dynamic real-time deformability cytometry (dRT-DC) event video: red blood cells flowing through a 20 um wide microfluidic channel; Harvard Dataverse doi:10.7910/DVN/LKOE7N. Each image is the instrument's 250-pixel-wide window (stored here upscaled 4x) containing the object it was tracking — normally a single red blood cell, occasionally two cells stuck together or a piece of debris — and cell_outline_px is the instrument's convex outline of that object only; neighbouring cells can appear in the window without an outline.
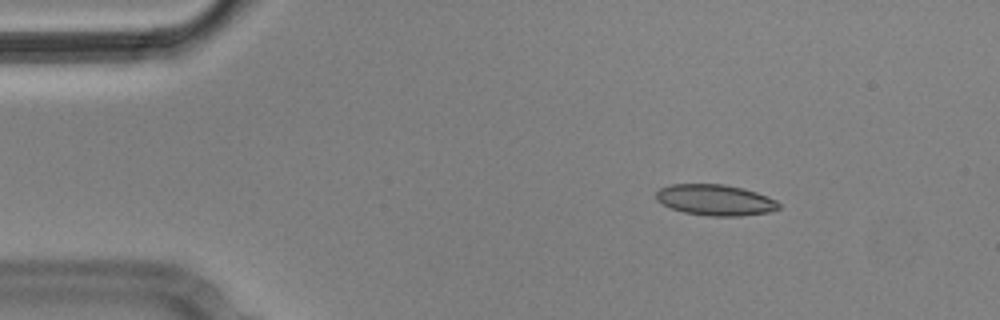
{"species": "Egyptian fruit bat (a non-hibernating species)", "species_latin": "Rousettus aegyptiacus", "temperature_condition": "cold", "stored_images_in_passage": 5, "camera_frame_rate_fps": 3000, "um_per_image_px": 0.085, "animal": {"sex": "male"}, "frame": {"image": 1, "passage_image": 3, "time_ms": 0.667, "image_size_px": [1000, 320], "cell_outline_px": [[780, 208], [768, 212], [740, 216], [708, 216], [684, 212], [672, 208], [656, 200], [656, 192], [660, 188], [672, 184], [724, 184], [744, 188], [756, 192], [776, 200], [780, 204]], "centroid_in_image_um": [60.8, 16.99], "position_along_channel_um": 24.2, "area_um2": 22.08}}
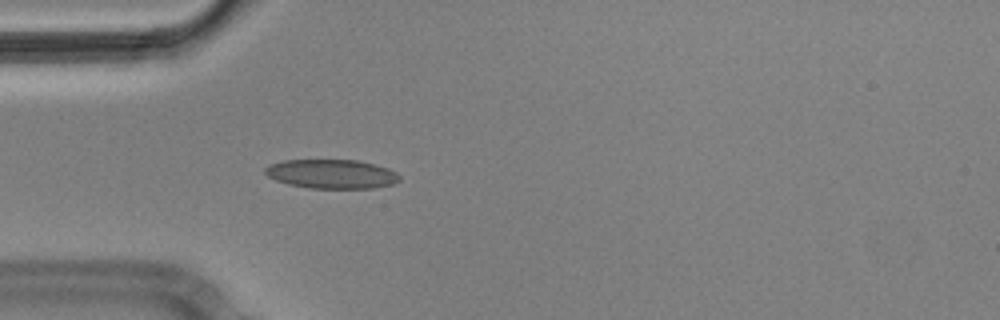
{"frame": {"image": 2, "passage_image": 5, "time_ms": 1.333, "image_size_px": [1000, 320], "cell_outline_px": [[400, 180], [392, 184], [372, 188], [308, 188], [288, 184], [276, 180], [268, 176], [264, 172], [264, 168], [272, 164], [284, 160], [356, 160], [388, 168], [396, 172], [400, 176]], "centroid_in_image_um": [28.18, 14.79], "position_along_channel_um": 56.8, "area_um2": 22.66}}